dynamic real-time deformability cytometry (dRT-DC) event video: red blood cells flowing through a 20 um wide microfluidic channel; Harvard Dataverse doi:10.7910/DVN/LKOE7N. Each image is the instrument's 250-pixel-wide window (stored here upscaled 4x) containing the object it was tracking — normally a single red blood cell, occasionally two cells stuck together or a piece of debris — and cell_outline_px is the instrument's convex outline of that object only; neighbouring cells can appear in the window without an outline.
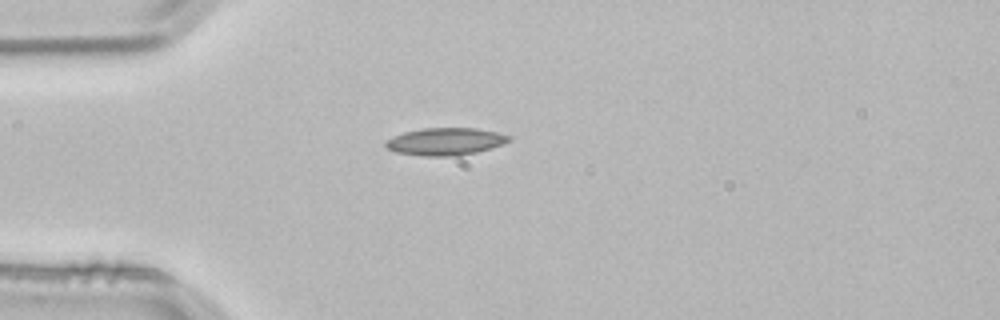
{"species": "common noctule bat (a hibernating species)", "species_latin": "Nyctalus noctula", "temperature_condition": "room temperature", "stored_images_in_passage": 1, "camera_frame_rate_fps": 3000, "um_per_image_px": 0.085, "animal": {"sex": "male", "body_mass_g": 21.5, "forearm_length_mm": 52.0}, "frame": {"image": 1, "passage_image": 1, "time_ms": 0.0, "image_size_px": [1000, 320], "cell_outline_px": [[512, 140], [492, 148], [476, 152], [456, 156], [420, 156], [396, 152], [388, 148], [384, 144], [392, 136], [404, 132], [424, 128], [476, 128], [496, 132], [512, 136]], "centroid_in_image_um": [37.88, 12.03], "position_along_channel_um": 47.1, "area_um2": 19.71}}